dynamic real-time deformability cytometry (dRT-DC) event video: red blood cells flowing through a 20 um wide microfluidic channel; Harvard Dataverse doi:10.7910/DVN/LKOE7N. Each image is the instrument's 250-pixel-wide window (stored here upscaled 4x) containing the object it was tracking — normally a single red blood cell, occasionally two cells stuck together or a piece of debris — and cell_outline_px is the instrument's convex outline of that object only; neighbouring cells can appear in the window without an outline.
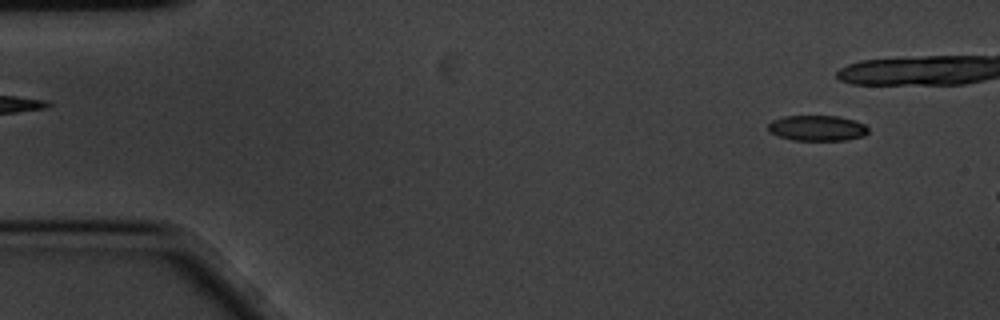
{"species": "common noctule bat (a hibernating species)", "species_latin": "Nyctalus noctula", "temperature_condition": "cold", "stored_images_in_passage": 13, "camera_frame_rate_fps": 3000, "um_per_image_px": 0.085, "animal": {"sex": "male", "body_mass_g": 20.1, "forearm_length_mm": 53.5}, "frame": {"image": 1, "passage_image": 4, "time_ms": 1.0, "image_size_px": [1000, 320], "cell_outline_px": [[868, 132], [864, 136], [844, 140], [792, 140], [776, 136], [768, 132], [768, 124], [772, 120], [784, 116], [836, 116], [856, 120], [864, 124], [868, 128]], "centroid_in_image_um": [69.43, 10.89], "position_along_channel_um": 15.6, "area_um2": 15.03}}